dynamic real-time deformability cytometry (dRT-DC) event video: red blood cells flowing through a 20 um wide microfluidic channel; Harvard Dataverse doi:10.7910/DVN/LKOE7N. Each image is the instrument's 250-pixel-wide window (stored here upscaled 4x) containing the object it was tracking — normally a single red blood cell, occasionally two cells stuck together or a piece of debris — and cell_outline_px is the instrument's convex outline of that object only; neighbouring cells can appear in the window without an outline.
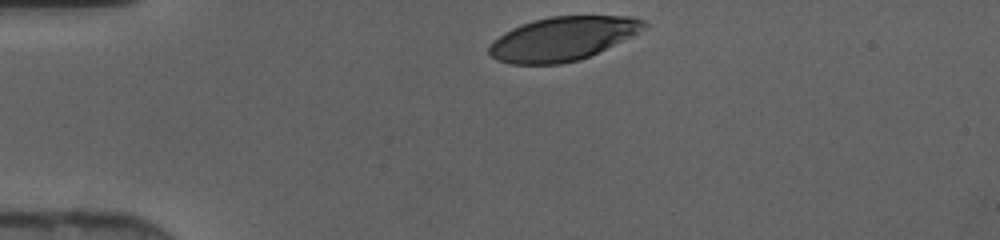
{"species": "human", "species_latin": "Homo sapiens", "temperature_condition": "cold", "stored_images_in_passage": 28, "camera_frame_rate_fps": 3000, "um_per_image_px": 0.085, "donor": {"sex": "female"}, "frame": {"image": 1, "passage_image": 1, "time_ms": 0.0, "image_size_px": [1000, 240], "cell_outline_px": [[648, 28], [632, 36], [580, 60], [560, 64], [508, 64], [496, 60], [488, 52], [488, 44], [504, 32], [520, 24], [532, 20], [552, 16], [632, 16], [644, 20], [648, 24]], "centroid_in_image_um": [47.81, 3.28], "position_along_channel_um": 37.2, "area_um2": 39.77}}
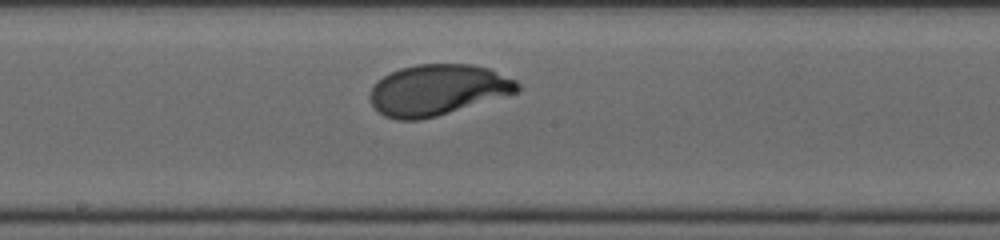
{"frame": {"image": 2, "passage_image": 16, "time_ms": 5.0, "image_size_px": [1000, 240], "cell_outline_px": [[520, 88], [516, 92], [436, 116], [420, 120], [396, 120], [384, 116], [372, 104], [368, 96], [376, 80], [400, 68], [416, 64], [472, 64], [488, 68], [516, 80], [520, 84]], "centroid_in_image_um": [37.16, 7.63], "position_along_channel_um": 211.0, "area_um2": 43.41}}
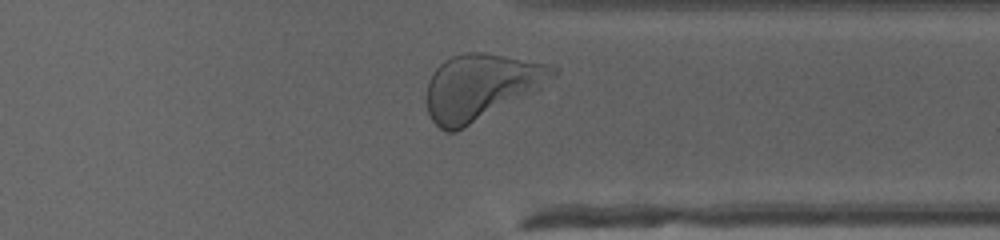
{"frame": {"image": 3, "passage_image": 27, "time_ms": 8.667, "image_size_px": [1000, 240], "cell_outline_px": [[560, 68], [552, 76], [536, 88], [464, 128], [456, 132], [444, 132], [432, 120], [428, 112], [428, 80], [436, 68], [444, 60], [452, 56], [468, 52], [480, 52], [504, 56], [548, 64]], "centroid_in_image_um": [40.78, 7.37], "position_along_channel_um": 370.6, "area_um2": 46.82}}